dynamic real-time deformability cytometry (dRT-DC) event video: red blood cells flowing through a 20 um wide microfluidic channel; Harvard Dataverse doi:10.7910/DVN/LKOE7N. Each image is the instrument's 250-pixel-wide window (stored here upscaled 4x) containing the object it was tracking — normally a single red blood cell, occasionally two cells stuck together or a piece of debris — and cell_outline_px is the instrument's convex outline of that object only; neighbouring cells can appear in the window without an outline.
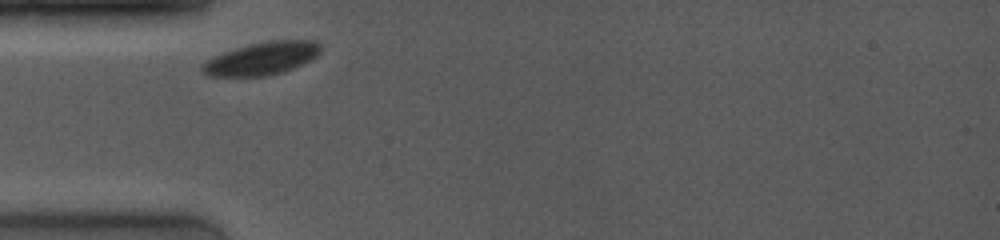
{"species": "common noctule bat (a hibernating species)", "species_latin": "Nyctalus noctula", "temperature_condition": "room temperature", "stored_images_in_passage": 2, "camera_frame_rate_fps": 4000, "um_per_image_px": 0.085, "animal": {"sex": "female", "body_mass_g": 19.0, "forearm_length_mm": 53.3}, "frame": {"image": 1, "passage_image": 1, "time_ms": 0.0, "image_size_px": [1000, 240], "cell_outline_px": [[320, 52], [316, 56], [284, 72], [268, 76], [208, 76], [200, 72], [200, 64], [212, 56], [248, 44], [268, 40], [316, 40], [320, 44]], "centroid_in_image_um": [22.19, 4.97], "position_along_channel_um": 62.8, "area_um2": 22.77}}
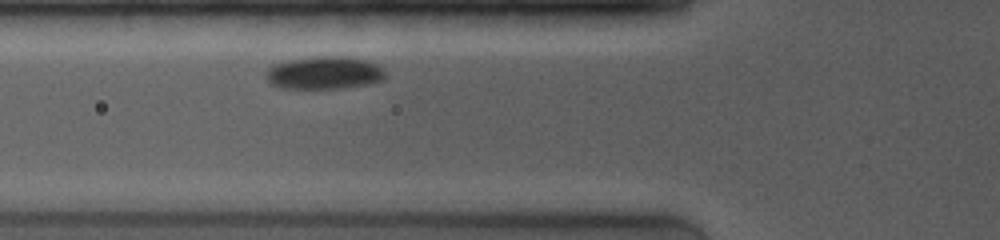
{"frame": {"image": 2, "passage_image": 2, "time_ms": 1.0, "image_size_px": [1000, 240], "cell_outline_px": [[384, 76], [380, 80], [364, 84], [340, 88], [284, 88], [272, 84], [268, 80], [268, 68], [272, 64], [288, 60], [316, 56], [344, 56], [368, 60], [384, 68]], "centroid_in_image_um": [27.56, 6.17], "position_along_channel_um": 98.2, "area_um2": 22.48}}